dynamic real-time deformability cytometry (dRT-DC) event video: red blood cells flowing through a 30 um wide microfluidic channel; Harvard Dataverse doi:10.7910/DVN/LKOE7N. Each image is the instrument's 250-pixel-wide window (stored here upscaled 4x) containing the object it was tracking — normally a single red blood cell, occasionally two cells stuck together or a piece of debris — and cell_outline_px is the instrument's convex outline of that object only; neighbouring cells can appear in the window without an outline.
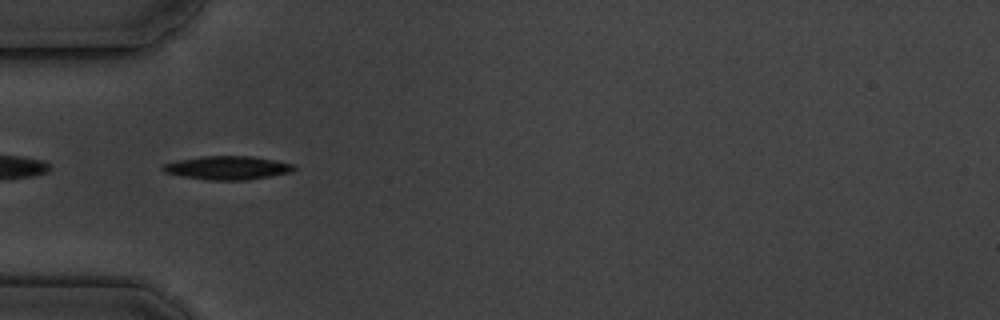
{"species": "common noctule bat (a hibernating species)", "species_latin": "Nyctalus noctula", "temperature_condition": "cold", "stored_images_in_passage": 5, "camera_frame_rate_fps": 3000, "um_per_image_px": 0.085, "animal": {"sex": "male", "body_mass_g": 19.5, "forearm_length_mm": 54.6}, "frame": {"image": 1, "passage_image": 4, "time_ms": 3.667, "image_size_px": [1000, 320], "cell_outline_px": [[296, 168], [292, 172], [244, 180], [204, 180], [164, 172], [160, 168], [164, 164], [176, 160], [204, 156], [252, 156], [296, 164]], "centroid_in_image_um": [19.34, 14.26], "position_along_channel_um": 65.7, "area_um2": 17.98}}